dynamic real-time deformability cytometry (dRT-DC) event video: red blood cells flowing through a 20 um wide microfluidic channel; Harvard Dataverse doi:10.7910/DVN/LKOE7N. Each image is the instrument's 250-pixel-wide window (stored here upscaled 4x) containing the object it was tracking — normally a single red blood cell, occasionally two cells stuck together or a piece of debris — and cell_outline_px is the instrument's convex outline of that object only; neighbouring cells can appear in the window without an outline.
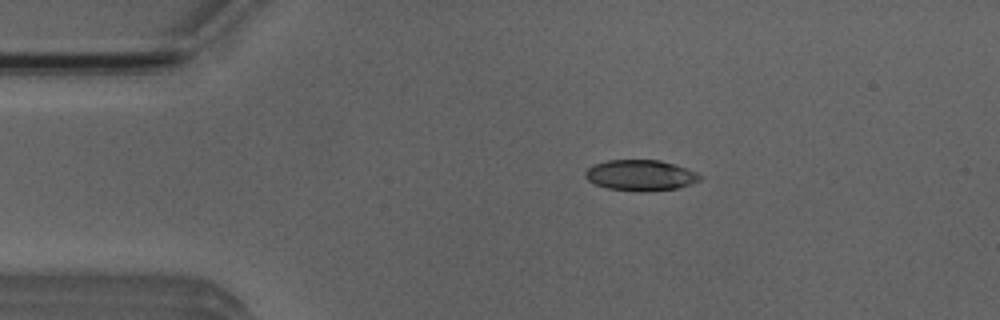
{"species": "Egyptian fruit bat (a non-hibernating species)", "species_latin": "Rousettus aegyptiacus", "temperature_condition": "room temperature", "stored_images_in_passage": 5, "camera_frame_rate_fps": 3000, "um_per_image_px": 0.085, "animal": {"sex": "male"}, "frame": {"image": 1, "passage_image": 2, "time_ms": 1.0, "image_size_px": [1000, 320], "cell_outline_px": [[704, 176], [700, 180], [692, 184], [680, 188], [644, 192], [640, 192], [608, 188], [596, 184], [588, 180], [584, 176], [584, 172], [588, 168], [596, 164], [608, 160], [660, 160], [696, 172]], "centroid_in_image_um": [54.47, 14.91], "position_along_channel_um": 30.5, "area_um2": 20.58}}